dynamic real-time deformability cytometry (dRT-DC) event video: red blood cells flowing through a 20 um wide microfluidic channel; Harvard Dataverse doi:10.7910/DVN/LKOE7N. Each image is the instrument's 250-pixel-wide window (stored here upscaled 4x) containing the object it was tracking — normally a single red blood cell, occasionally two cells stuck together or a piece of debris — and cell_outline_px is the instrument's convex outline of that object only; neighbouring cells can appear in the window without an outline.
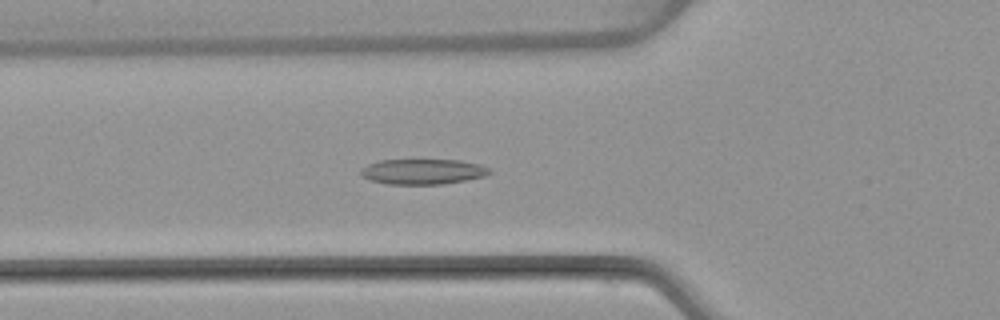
{"species": "common noctule bat (a hibernating species)", "species_latin": "Nyctalus noctula", "temperature_condition": "warm", "stored_images_in_passage": 53, "camera_frame_rate_fps": 3000, "um_per_image_px": 0.085, "animal": {"sex": "female", "body_mass_g": 22.7, "forearm_length_mm": 54.2}, "frame": {"image": 1, "passage_image": 19, "time_ms": 6.0, "image_size_px": [1000, 320], "cell_outline_px": [[492, 172], [484, 176], [444, 184], [388, 184], [372, 180], [364, 176], [360, 172], [360, 168], [368, 164], [380, 160], [460, 160], [480, 164], [488, 168]], "centroid_in_image_um": [35.94, 14.58], "position_along_channel_um": 89.9, "area_um2": 18.84}}
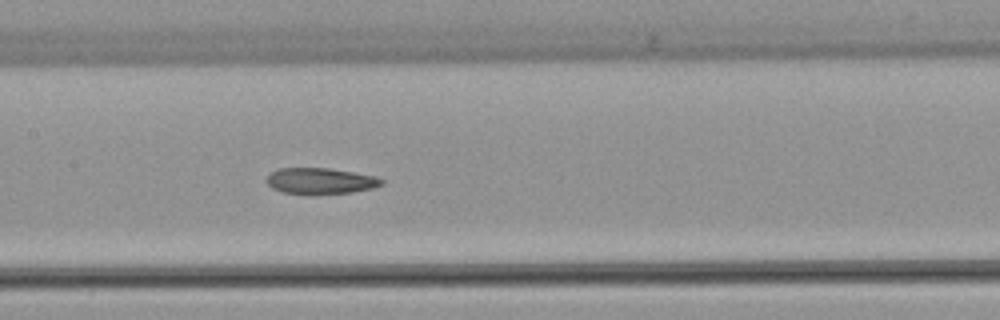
{"frame": {"image": 2, "passage_image": 26, "time_ms": 8.333, "image_size_px": [1000, 320], "cell_outline_px": [[384, 184], [372, 188], [352, 192], [316, 196], [284, 192], [272, 188], [268, 184], [268, 176], [276, 168], [328, 168], [376, 176], [384, 180]], "centroid_in_image_um": [27.26, 15.4], "position_along_channel_um": 180.1, "area_um2": 17.74}}
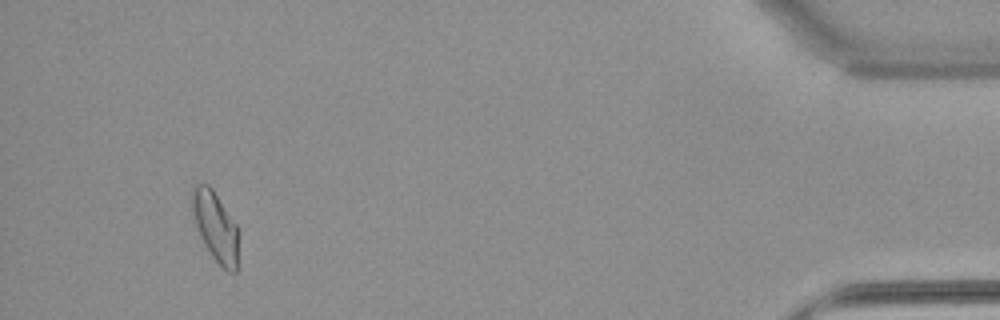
{"frame": {"image": 3, "passage_image": 50, "time_ms": 16.333, "image_size_px": [1000, 320], "cell_outline_px": [[240, 232], [236, 272], [228, 272], [212, 256], [204, 244], [200, 236], [192, 216], [188, 200], [192, 184], [208, 184], [212, 188], [236, 224]], "centroid_in_image_um": [18.28, 19.2], "position_along_channel_um": 416.9, "area_um2": 19.48}, "authors_computed_cell_mechanics": {"area_um2": 18.7272, "velocity_mm_per_s": 3.8563, "shape_relaxation_time_tau1_ms": null, "shape_relaxation_time_tau2_ms": 3.7644, "deformation_change_tau1": null, "deformation_change_tau2": 0.106}}